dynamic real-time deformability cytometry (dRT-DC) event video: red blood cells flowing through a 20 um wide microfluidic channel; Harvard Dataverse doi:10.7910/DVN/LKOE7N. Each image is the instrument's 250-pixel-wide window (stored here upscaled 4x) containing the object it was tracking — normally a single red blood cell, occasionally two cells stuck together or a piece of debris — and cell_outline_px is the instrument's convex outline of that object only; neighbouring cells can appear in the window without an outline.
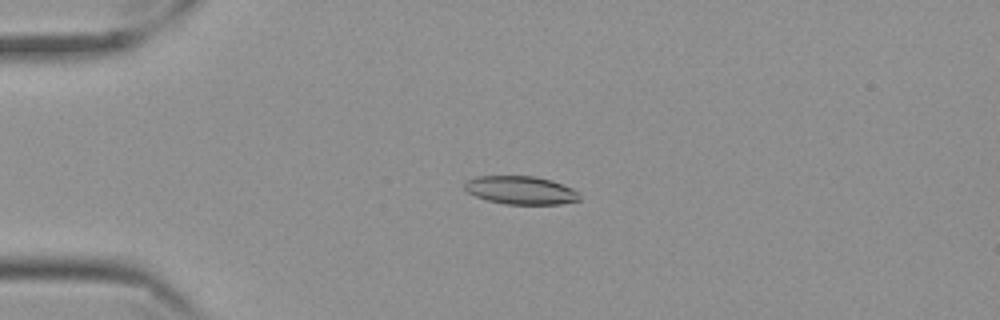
{"species": "Egyptian fruit bat (a non-hibernating species)", "species_latin": "Rousettus aegyptiacus", "temperature_condition": "cold", "stored_images_in_passage": 59, "camera_frame_rate_fps": 3000, "um_per_image_px": 0.085, "frame": {"image": 1, "passage_image": 15, "time_ms": 4.667, "image_size_px": [1000, 320], "cell_outline_px": [[580, 200], [560, 204], [504, 204], [488, 200], [476, 196], [468, 192], [464, 188], [464, 184], [468, 180], [476, 176], [536, 176], [552, 180], [572, 188], [580, 196]], "centroid_in_image_um": [44.26, 16.16], "position_along_channel_um": 40.7, "area_um2": 18.84}}
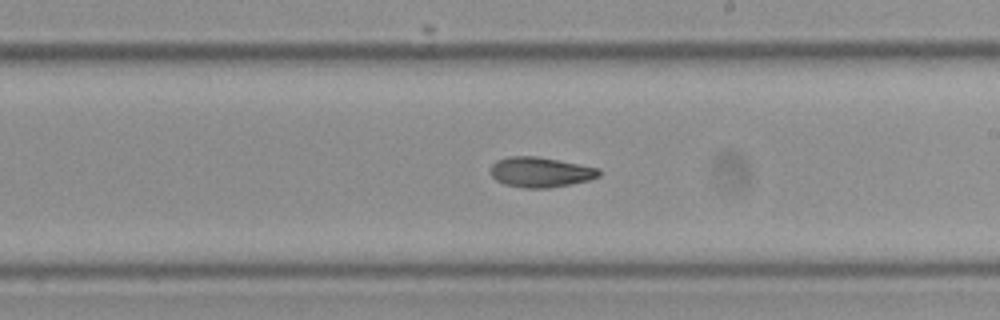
{"frame": {"image": 2, "passage_image": 35, "time_ms": 11.333, "image_size_px": [1000, 320], "cell_outline_px": [[600, 176], [588, 180], [548, 188], [524, 188], [504, 184], [496, 180], [492, 176], [492, 164], [496, 160], [508, 156], [536, 156], [600, 168]], "centroid_in_image_um": [45.93, 14.63], "position_along_channel_um": 243.1, "area_um2": 18.9}}
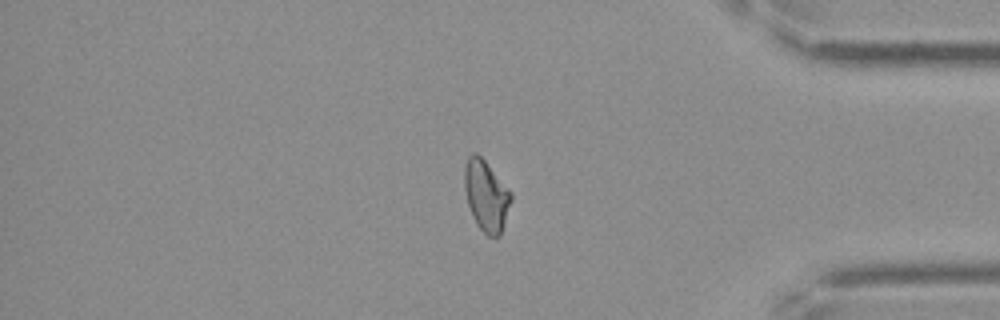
{"frame": {"image": 3, "passage_image": 50, "time_ms": 16.333, "image_size_px": [1000, 320], "cell_outline_px": [[512, 200], [500, 236], [488, 236], [476, 224], [472, 216], [468, 204], [464, 188], [464, 168], [468, 156], [472, 152], [476, 152], [484, 160], [512, 192]], "centroid_in_image_um": [41.32, 16.62], "position_along_channel_um": 393.9, "area_um2": 19.25}, "authors_computed_cell_mechanics": {"area_um2": 19.2474, "velocity_mm_per_s": 3.4971, "shape_relaxation_time_tau1_ms": null, "shape_relaxation_time_tau2_ms": 5.2121, "deformation_change_tau1": null, "deformation_change_tau2": 0.1197}}